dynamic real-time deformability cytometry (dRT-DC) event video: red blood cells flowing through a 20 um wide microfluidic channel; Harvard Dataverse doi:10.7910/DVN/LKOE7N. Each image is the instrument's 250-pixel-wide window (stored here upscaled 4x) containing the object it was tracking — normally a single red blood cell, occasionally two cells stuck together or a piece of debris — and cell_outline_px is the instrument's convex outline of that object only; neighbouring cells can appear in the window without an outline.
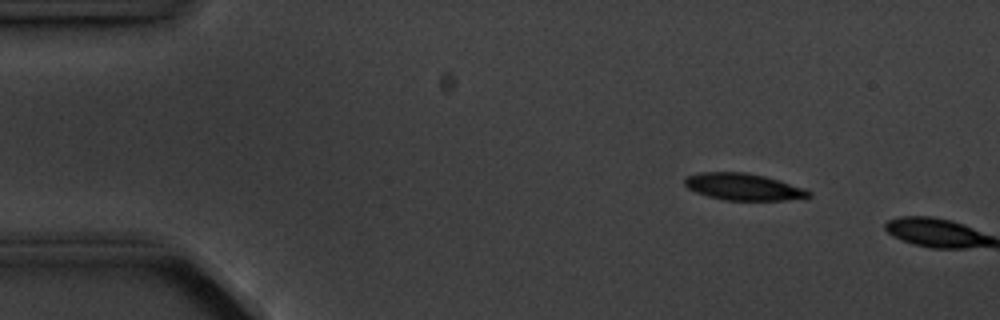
{"species": "common noctule bat (a hibernating species)", "species_latin": "Nyctalus noctula", "temperature_condition": "cold", "stored_images_in_passage": 3, "camera_frame_rate_fps": 3000, "um_per_image_px": 0.085, "animal": {"sex": "male", "body_mass_g": 20.1, "forearm_length_mm": 53.5}, "frame": {"image": 1, "passage_image": 2, "time_ms": 1.0, "image_size_px": [1000, 320], "cell_outline_px": [[812, 196], [784, 200], [724, 200], [708, 196], [696, 192], [688, 188], [684, 184], [684, 180], [688, 176], [700, 172], [744, 172], [764, 176], [780, 180], [804, 188], [812, 192]], "centroid_in_image_um": [63.19, 15.88], "position_along_channel_um": 21.8, "area_um2": 19.31}}